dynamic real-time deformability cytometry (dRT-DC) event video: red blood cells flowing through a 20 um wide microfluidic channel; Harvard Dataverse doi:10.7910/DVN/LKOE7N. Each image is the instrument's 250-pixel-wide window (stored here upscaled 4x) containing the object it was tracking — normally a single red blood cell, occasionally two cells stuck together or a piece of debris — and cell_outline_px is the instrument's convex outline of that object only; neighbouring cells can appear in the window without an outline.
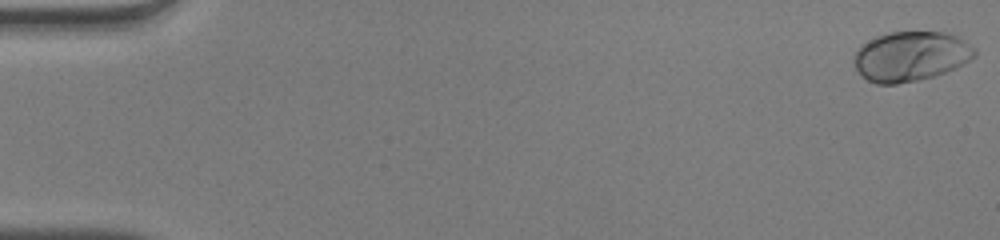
{"species": "human", "species_latin": "Homo sapiens", "temperature_condition": "warm", "stored_images_in_passage": 52, "camera_frame_rate_fps": 3000, "um_per_image_px": 0.085, "donor": {"sex": "male"}, "frame": {"image": 1, "passage_image": 1, "time_ms": 0.0, "image_size_px": [1000, 240], "cell_outline_px": [[976, 56], [956, 68], [932, 76], [916, 80], [896, 84], [876, 84], [868, 80], [856, 68], [856, 52], [860, 44], [876, 36], [888, 32], [944, 32], [956, 36], [976, 48]], "centroid_in_image_um": [77.43, 4.77], "position_along_channel_um": 7.6, "area_um2": 34.68}}
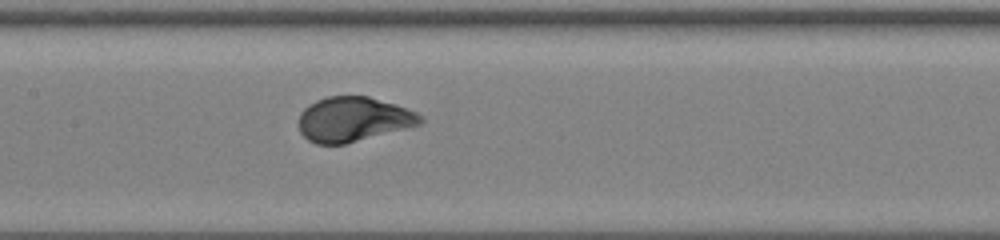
{"frame": {"image": 2, "passage_image": 26, "time_ms": 8.333, "image_size_px": [1000, 240], "cell_outline_px": [[424, 120], [420, 124], [344, 144], [316, 144], [308, 140], [300, 132], [300, 112], [308, 104], [316, 100], [328, 96], [368, 96], [396, 104], [408, 108], [424, 116]], "centroid_in_image_um": [30.03, 10.12], "position_along_channel_um": 177.4, "area_um2": 31.56}}
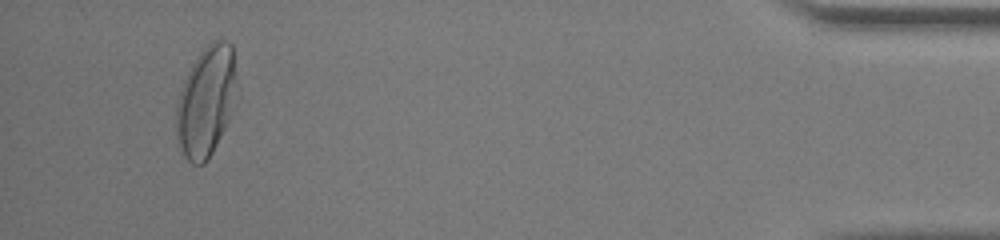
{"frame": {"image": 3, "passage_image": 49, "time_ms": 16.0, "image_size_px": [1000, 240], "cell_outline_px": [[240, 96], [212, 152], [204, 164], [192, 164], [184, 156], [176, 140], [176, 104], [184, 80], [196, 56], [212, 40], [228, 40], [232, 44]], "centroid_in_image_um": [17.56, 8.57], "position_along_channel_um": 417.6, "area_um2": 39.59}, "authors_computed_cell_mechanics": {"area_um2": 33.0038, "velocity_mm_per_s": 4.037, "shape_relaxation_time_tau1_ms": 2.1755, "shape_relaxation_time_tau2_ms": null, "deformation_change_tau1": 0.1716, "deformation_change_tau2": null}}